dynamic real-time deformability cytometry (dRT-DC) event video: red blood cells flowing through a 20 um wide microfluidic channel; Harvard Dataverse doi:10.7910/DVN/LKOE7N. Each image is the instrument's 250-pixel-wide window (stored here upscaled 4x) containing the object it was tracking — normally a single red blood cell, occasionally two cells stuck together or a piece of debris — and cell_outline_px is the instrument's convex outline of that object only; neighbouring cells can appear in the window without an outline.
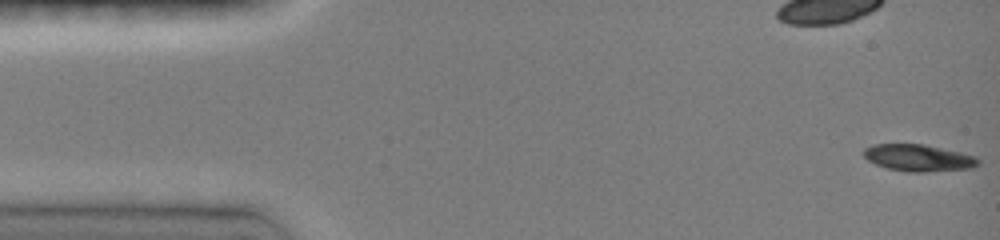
{"species": "common noctule bat (a hibernating species)", "species_latin": "Nyctalus noctula", "temperature_condition": "room temperature", "stored_images_in_passage": 31, "camera_frame_rate_fps": 3000, "um_per_image_px": 0.085, "animal": {"sex": "female", "body_mass_g": 19.0, "forearm_length_mm": 51.5}, "frame": {"image": 1, "passage_image": 1, "time_ms": 0.0, "image_size_px": [1000, 240], "cell_outline_px": [[980, 160], [972, 168], [924, 172], [908, 172], [888, 168], [876, 164], [868, 160], [864, 156], [864, 148], [876, 144], [924, 144], [976, 156]], "centroid_in_image_um": [78.06, 13.42], "position_along_channel_um": 6.9, "area_um2": 17.69}}
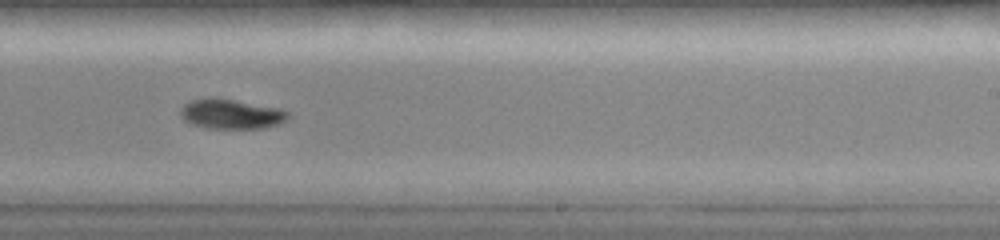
{"frame": {"image": 2, "passage_image": 16, "time_ms": 5.0, "image_size_px": [1000, 240], "cell_outline_px": [[292, 116], [280, 124], [264, 128], [208, 128], [192, 124], [184, 120], [180, 116], [180, 108], [184, 104], [192, 100], [208, 96], [212, 96], [280, 108], [288, 112]], "centroid_in_image_um": [19.65, 9.68], "position_along_channel_um": 269.4, "area_um2": 18.96}}
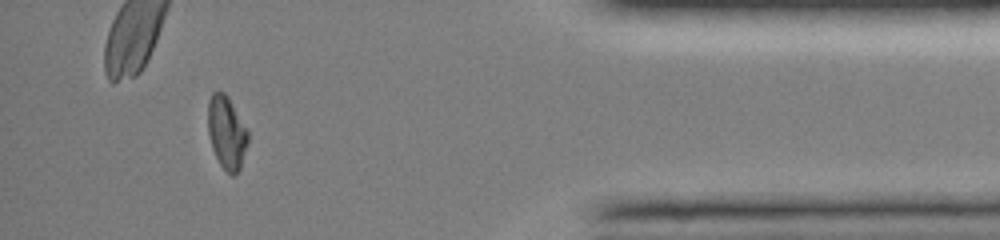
{"frame": {"image": 3, "passage_image": 26, "time_ms": 8.333, "image_size_px": [1000, 240], "cell_outline_px": [[248, 144], [240, 168], [232, 176], [220, 164], [212, 148], [208, 132], [208, 100], [212, 92], [224, 92], [228, 96], [248, 128]], "centroid_in_image_um": [19.28, 11.23], "position_along_channel_um": 415.9, "area_um2": 17.11}}